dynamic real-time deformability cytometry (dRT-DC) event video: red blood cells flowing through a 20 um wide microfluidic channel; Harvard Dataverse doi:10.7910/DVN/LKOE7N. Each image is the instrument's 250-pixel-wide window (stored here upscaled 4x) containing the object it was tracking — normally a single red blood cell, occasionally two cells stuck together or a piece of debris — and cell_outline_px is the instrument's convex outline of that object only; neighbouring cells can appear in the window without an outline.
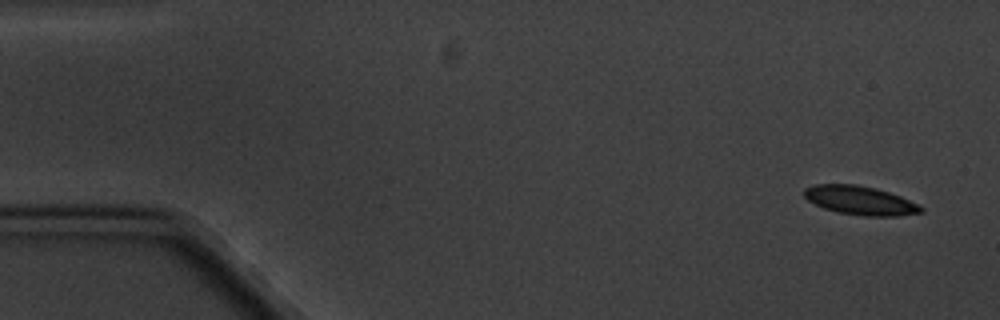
{"species": "common noctule bat (a hibernating species)", "species_latin": "Nyctalus noctula", "temperature_condition": "cold", "stored_images_in_passage": 4, "camera_frame_rate_fps": 3000, "um_per_image_px": 0.085, "animal": {"sex": "male", "body_mass_g": 20.1, "forearm_length_mm": 53.5}, "frame": {"image": 1, "passage_image": 1, "time_ms": 0.0, "image_size_px": [1000, 320], "cell_outline_px": [[924, 212], [900, 216], [864, 216], [836, 212], [824, 208], [808, 200], [804, 196], [804, 188], [816, 184], [856, 184], [876, 188], [900, 196], [924, 208]], "centroid_in_image_um": [73.11, 17.04], "position_along_channel_um": 11.9, "area_um2": 19.59}}
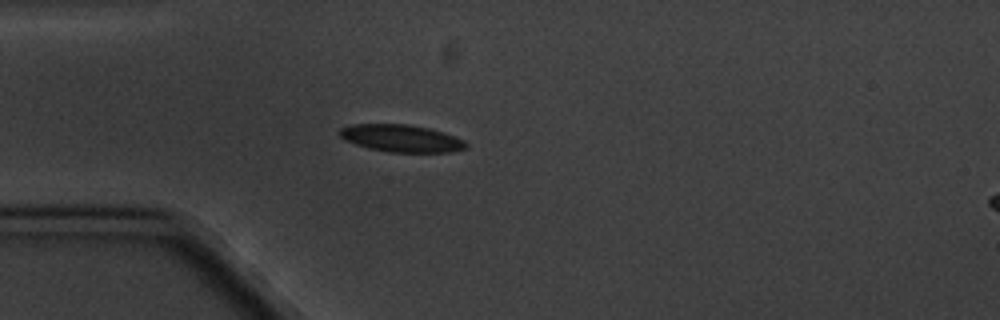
{"frame": {"image": 2, "passage_image": 4, "time_ms": 4.333, "image_size_px": [1000, 320], "cell_outline_px": [[468, 148], [452, 152], [388, 152], [368, 148], [344, 140], [340, 136], [340, 128], [352, 124], [408, 124], [428, 128], [444, 132], [464, 140], [468, 144]], "centroid_in_image_um": [34.13, 11.76], "position_along_channel_um": 50.9, "area_um2": 20.17}}